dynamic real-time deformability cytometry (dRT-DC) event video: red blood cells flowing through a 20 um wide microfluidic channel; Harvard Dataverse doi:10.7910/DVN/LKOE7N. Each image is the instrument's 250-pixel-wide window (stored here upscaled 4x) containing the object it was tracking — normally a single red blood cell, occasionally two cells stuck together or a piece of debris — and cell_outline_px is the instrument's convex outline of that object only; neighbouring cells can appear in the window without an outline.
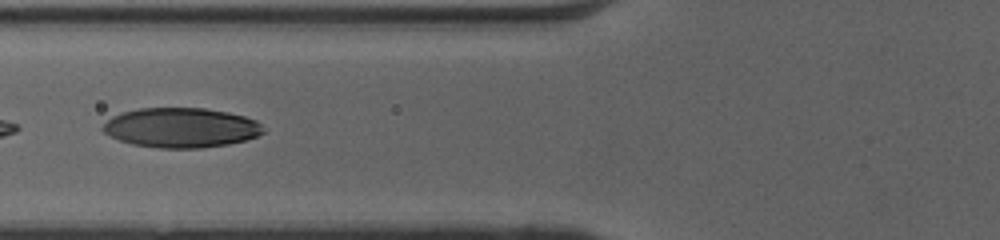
{"species": "human", "species_latin": "Homo sapiens", "temperature_condition": "cold", "stored_images_in_passage": 44, "camera_frame_rate_fps": 3000, "um_per_image_px": 0.085, "donor": {"sex": "female"}, "frame": {"image": 1, "passage_image": 16, "time_ms": 5.0, "image_size_px": [1000, 240], "cell_outline_px": [[264, 132], [256, 136], [244, 140], [228, 144], [200, 148], [160, 148], [132, 144], [120, 140], [104, 132], [100, 128], [112, 116], [124, 112], [140, 108], [204, 108], [228, 112], [244, 116], [256, 120], [260, 124]], "centroid_in_image_um": [15.38, 10.85], "position_along_channel_um": 110.4, "area_um2": 36.93}}
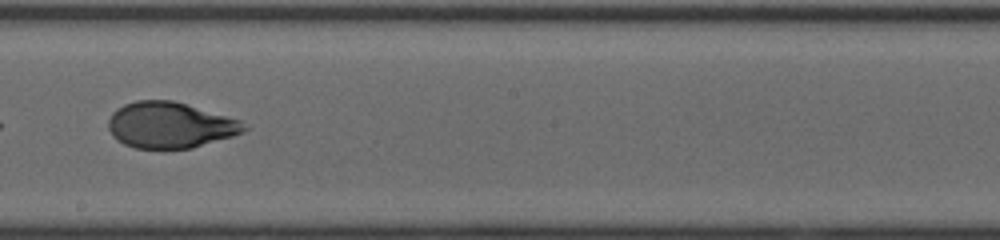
{"frame": {"image": 2, "passage_image": 25, "time_ms": 8.0, "image_size_px": [1000, 240], "cell_outline_px": [[248, 128], [244, 132], [232, 136], [192, 148], [136, 148], [124, 144], [116, 140], [112, 136], [108, 128], [108, 120], [112, 112], [116, 108], [124, 104], [136, 100], [172, 100], [240, 120]], "centroid_in_image_um": [14.41, 10.63], "position_along_channel_um": 233.8, "area_um2": 36.24}}
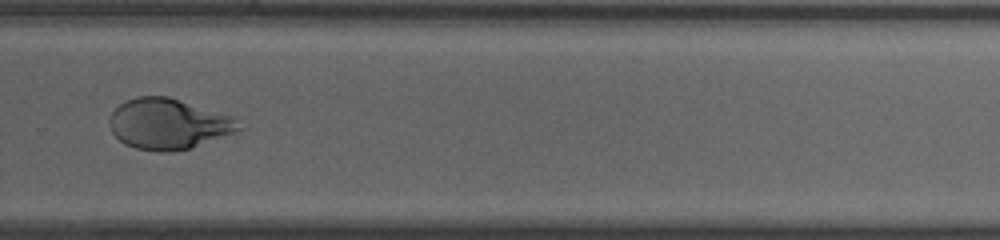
{"frame": {"image": 3, "passage_image": 31, "time_ms": 10.0, "image_size_px": [1000, 240], "cell_outline_px": [[244, 128], [240, 132], [188, 148], [172, 152], [160, 152], [136, 148], [124, 144], [112, 132], [108, 124], [108, 120], [112, 112], [120, 104], [136, 96], [168, 96], [236, 116]], "centroid_in_image_um": [14.38, 10.53], "position_along_channel_um": 315.4, "area_um2": 38.73}, "authors_computed_cell_mechanics": {"area_um2": 41.5004, "velocity_mm_per_s": 4.1001, "shape_relaxation_time_tau1_ms": 4.0891, "shape_relaxation_time_tau2_ms": 0.8873, "deformation_change_tau1": 0.179, "deformation_change_tau2": 0.0559}}